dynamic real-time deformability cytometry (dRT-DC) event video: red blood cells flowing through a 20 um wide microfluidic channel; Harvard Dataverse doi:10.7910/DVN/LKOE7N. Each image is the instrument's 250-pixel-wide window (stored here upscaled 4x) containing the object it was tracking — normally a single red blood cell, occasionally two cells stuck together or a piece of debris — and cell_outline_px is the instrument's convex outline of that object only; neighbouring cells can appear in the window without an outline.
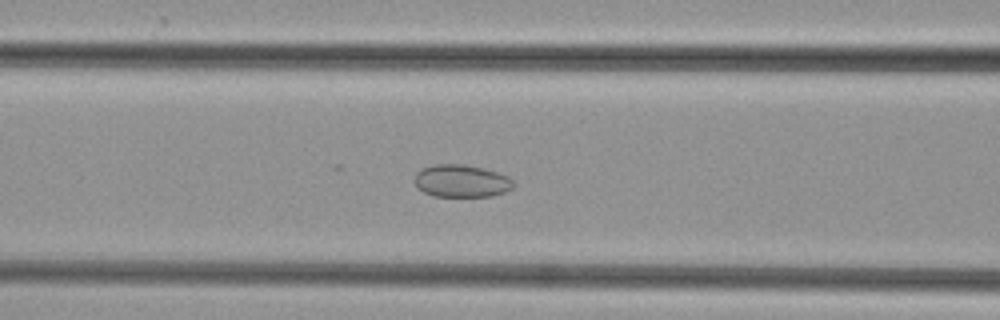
{"species": "common noctule bat (a hibernating species)", "species_latin": "Nyctalus noctula", "temperature_condition": "cold", "stored_images_in_passage": 48, "camera_frame_rate_fps": 3000, "um_per_image_px": 0.085, "animal": {"sex": "female", "body_mass_g": 29.2, "forearm_length_mm": 56.3}, "frame": {"image": 1, "passage_image": 19, "time_ms": 6.0, "image_size_px": [1000, 320], "cell_outline_px": [[512, 188], [504, 192], [492, 196], [432, 196], [416, 188], [416, 172], [420, 168], [432, 164], [460, 164], [484, 168], [508, 176], [512, 180]], "centroid_in_image_um": [39.18, 15.37], "position_along_channel_um": 127.4, "area_um2": 18.73}}
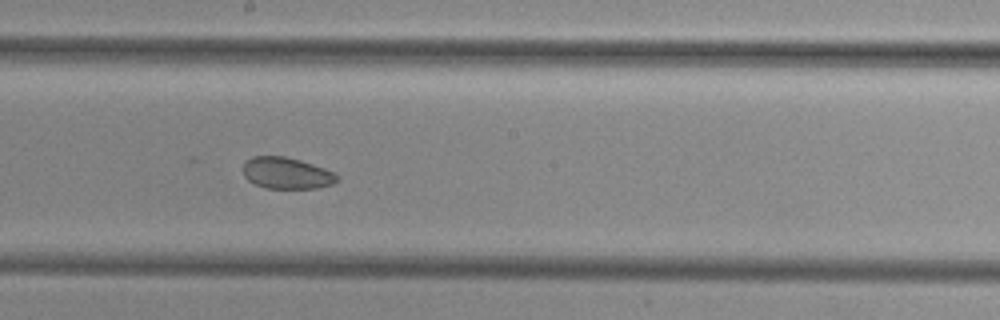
{"frame": {"image": 2, "passage_image": 26, "time_ms": 8.333, "image_size_px": [1000, 320], "cell_outline_px": [[340, 180], [332, 184], [316, 188], [264, 188], [248, 180], [244, 176], [244, 164], [252, 156], [284, 156], [300, 160], [336, 172], [340, 176]], "centroid_in_image_um": [24.41, 14.72], "position_along_channel_um": 223.8, "area_um2": 17.28}}
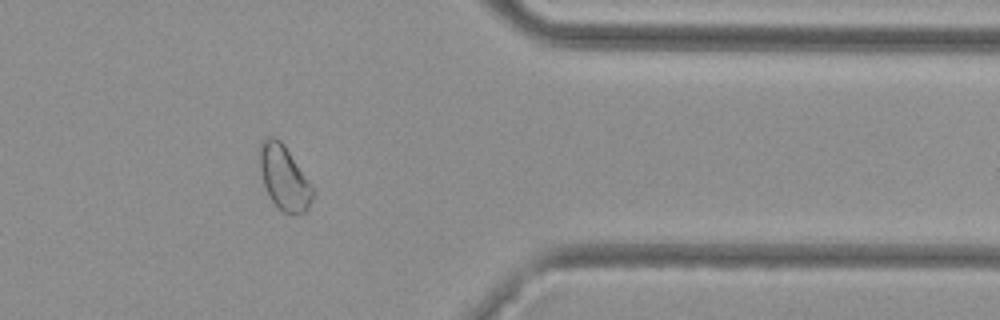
{"frame": {"image": 3, "passage_image": 39, "time_ms": 12.667, "image_size_px": [1000, 320], "cell_outline_px": [[316, 192], [308, 208], [304, 212], [284, 212], [272, 200], [264, 184], [260, 172], [260, 144], [268, 136], [272, 136], [280, 140], [284, 144]], "centroid_in_image_um": [24.16, 15.08], "position_along_channel_um": 387.2, "area_um2": 19.42}}